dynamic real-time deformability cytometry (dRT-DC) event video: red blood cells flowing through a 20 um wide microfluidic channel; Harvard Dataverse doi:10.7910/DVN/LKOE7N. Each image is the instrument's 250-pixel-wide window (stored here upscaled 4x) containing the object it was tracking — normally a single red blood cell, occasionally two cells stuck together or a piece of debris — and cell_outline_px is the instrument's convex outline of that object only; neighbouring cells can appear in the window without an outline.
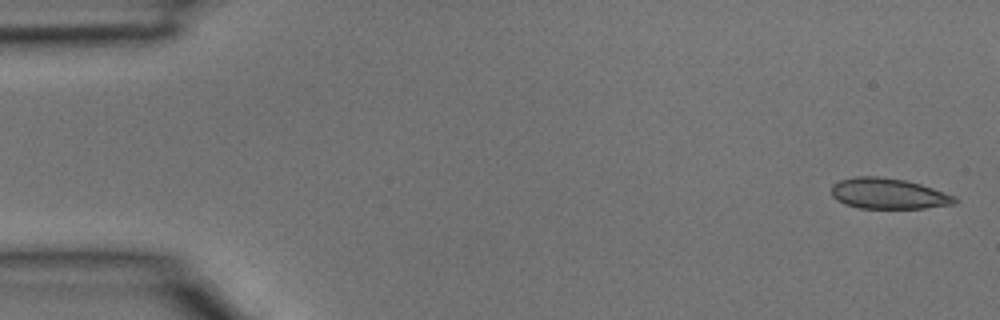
{"species": "common noctule bat (a hibernating species)", "species_latin": "Nyctalus noctula", "temperature_condition": "room temperature", "stored_images_in_passage": 4, "camera_frame_rate_fps": 3000, "um_per_image_px": 0.085, "animal": {"sex": "male", "body_mass_g": 15.6}, "frame": {"image": 1, "passage_image": 1, "time_ms": 0.0, "image_size_px": [1000, 320], "cell_outline_px": [[960, 200], [956, 204], [924, 208], [860, 208], [844, 204], [836, 200], [832, 196], [832, 184], [840, 180], [856, 176], [880, 176], [904, 180], [920, 184], [956, 196]], "centroid_in_image_um": [75.52, 16.46], "position_along_channel_um": 9.5, "area_um2": 22.2}}